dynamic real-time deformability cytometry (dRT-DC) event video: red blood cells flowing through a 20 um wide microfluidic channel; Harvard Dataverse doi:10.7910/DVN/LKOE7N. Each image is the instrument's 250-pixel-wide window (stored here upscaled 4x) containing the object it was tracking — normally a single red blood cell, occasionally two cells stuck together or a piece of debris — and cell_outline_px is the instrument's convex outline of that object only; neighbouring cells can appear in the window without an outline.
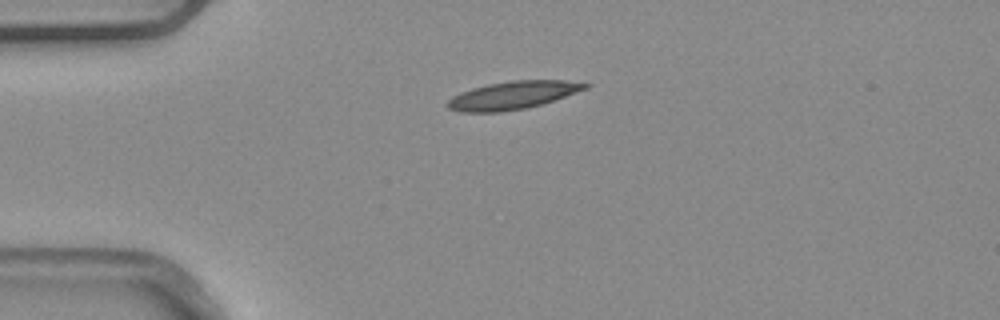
{"species": "common noctule bat (a hibernating species)", "species_latin": "Nyctalus noctula", "temperature_condition": "warm", "stored_images_in_passage": 2, "camera_frame_rate_fps": 3000, "um_per_image_px": 0.085, "animal": {"sex": "male", "body_mass_g": 20.4}, "frame": {"image": 1, "passage_image": 1, "time_ms": 0.0, "image_size_px": [1000, 320], "cell_outline_px": [[592, 84], [588, 88], [540, 104], [524, 108], [500, 112], [460, 112], [448, 108], [448, 100], [452, 96], [460, 92], [472, 88], [488, 84], [512, 80], [564, 80]], "centroid_in_image_um": [43.56, 8.09], "position_along_channel_um": 41.4, "area_um2": 22.14}}